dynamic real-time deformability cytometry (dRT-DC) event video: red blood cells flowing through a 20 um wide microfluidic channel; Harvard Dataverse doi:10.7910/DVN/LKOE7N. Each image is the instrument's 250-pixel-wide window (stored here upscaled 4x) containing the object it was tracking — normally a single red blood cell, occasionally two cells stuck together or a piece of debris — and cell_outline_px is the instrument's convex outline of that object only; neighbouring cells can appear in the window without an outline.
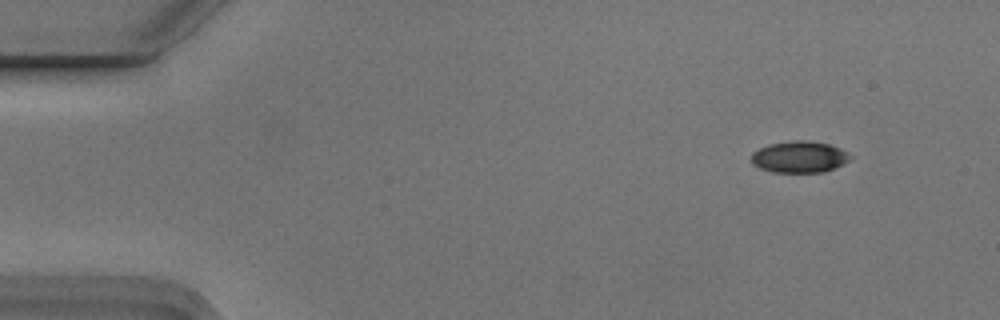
{"species": "Egyptian fruit bat (a non-hibernating species)", "species_latin": "Rousettus aegyptiacus", "temperature_condition": "cold", "stored_images_in_passage": 6, "camera_frame_rate_fps": 3000, "um_per_image_px": 0.085, "animal": {"sex": "male"}, "frame": {"image": 1, "passage_image": 2, "time_ms": 0.333, "image_size_px": [1000, 320], "cell_outline_px": [[852, 156], [848, 160], [824, 172], [772, 172], [760, 168], [752, 164], [752, 152], [768, 144], [792, 140], [808, 140], [828, 144], [840, 148], [848, 152]], "centroid_in_image_um": [67.92, 13.32], "position_along_channel_um": 17.1, "area_um2": 18.09}}
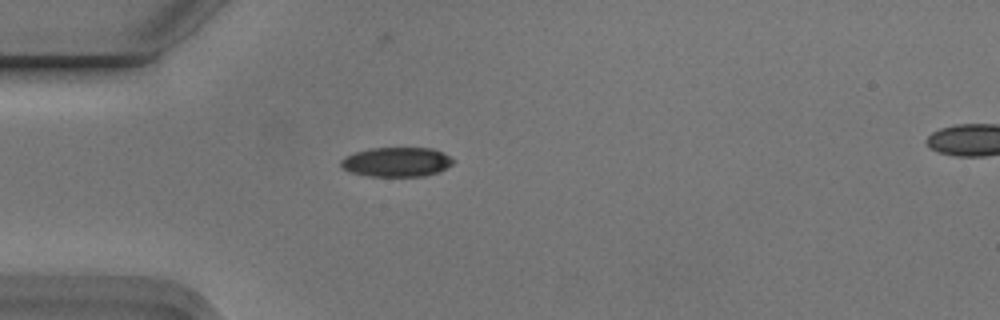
{"frame": {"image": 2, "passage_image": 5, "time_ms": 1.333, "image_size_px": [1000, 320], "cell_outline_px": [[456, 160], [452, 164], [440, 172], [424, 176], [368, 176], [352, 172], [344, 168], [340, 164], [340, 160], [344, 156], [356, 152], [372, 148], [432, 148], [444, 152]], "centroid_in_image_um": [33.76, 13.76], "position_along_channel_um": 51.2, "area_um2": 19.36}}